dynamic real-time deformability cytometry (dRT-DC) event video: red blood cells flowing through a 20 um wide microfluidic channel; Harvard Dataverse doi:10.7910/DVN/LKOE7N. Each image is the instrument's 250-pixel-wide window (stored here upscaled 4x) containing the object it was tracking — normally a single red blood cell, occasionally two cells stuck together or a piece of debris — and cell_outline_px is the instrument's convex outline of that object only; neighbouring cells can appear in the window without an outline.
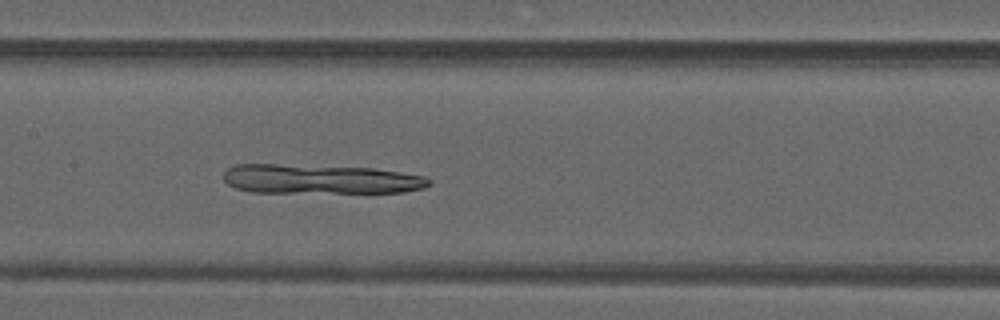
{"species": "common noctule bat (a hibernating species)", "species_latin": "Nyctalus noctula", "temperature_condition": "warm", "stored_images_in_passage": 47, "camera_frame_rate_fps": 3000, "um_per_image_px": 0.085, "animal": {"sex": "male", "forearm_length_mm": 52.5}, "frame": {"image": 1, "passage_image": 22, "time_ms": 7.0, "image_size_px": [1000, 320], "cell_outline_px": [[432, 184], [424, 188], [404, 192], [252, 192], [236, 188], [228, 184], [224, 180], [224, 172], [228, 168], [236, 164], [276, 164], [372, 168], [400, 172], [424, 176], [432, 180]], "centroid_in_image_um": [27.24, 15.22], "position_along_channel_um": 180.2, "area_um2": 35.14}}